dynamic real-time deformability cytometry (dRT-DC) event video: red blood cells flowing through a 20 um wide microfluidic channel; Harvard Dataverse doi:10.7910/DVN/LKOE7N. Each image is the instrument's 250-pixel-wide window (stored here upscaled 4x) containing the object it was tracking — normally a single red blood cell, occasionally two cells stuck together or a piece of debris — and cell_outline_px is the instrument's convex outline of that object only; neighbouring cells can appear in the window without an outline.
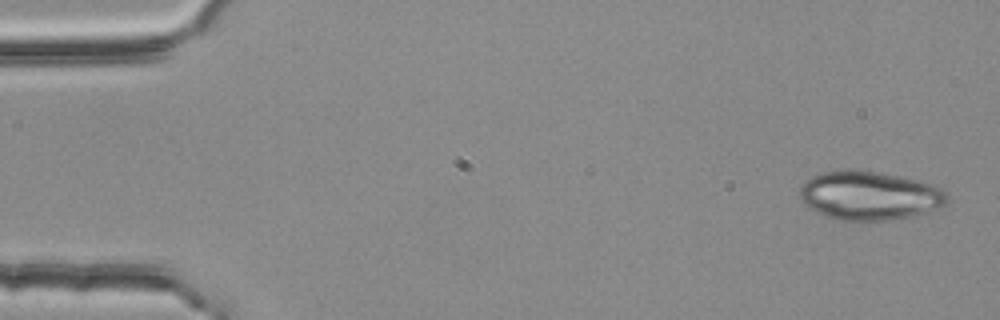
{"species": "common noctule bat (a hibernating species)", "species_latin": "Nyctalus noctula", "temperature_condition": "room temperature", "stored_images_in_passage": 3, "camera_frame_rate_fps": 3000, "um_per_image_px": 0.085, "animal": {"sex": "female", "body_mass_g": 25.1}, "frame": {"image": 1, "passage_image": 1, "time_ms": 0.0, "image_size_px": [1000, 320], "cell_outline_px": [[948, 200], [940, 208], [928, 212], [912, 216], [892, 220], [856, 224], [832, 220], [808, 208], [804, 204], [800, 196], [800, 184], [804, 180], [812, 176], [824, 172], [872, 172], [920, 180], [940, 188], [948, 196]], "centroid_in_image_um": [73.87, 16.71], "position_along_channel_um": 11.1, "area_um2": 42.31}}